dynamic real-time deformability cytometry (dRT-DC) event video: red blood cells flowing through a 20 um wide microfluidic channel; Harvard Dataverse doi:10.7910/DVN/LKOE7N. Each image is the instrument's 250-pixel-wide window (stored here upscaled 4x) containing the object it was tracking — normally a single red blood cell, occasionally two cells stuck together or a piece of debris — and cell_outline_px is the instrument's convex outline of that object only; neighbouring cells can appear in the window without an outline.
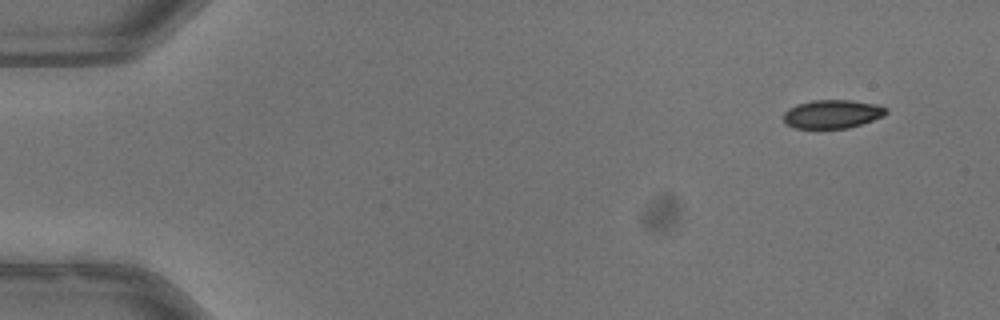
{"species": "common noctule bat (a hibernating species)", "species_latin": "Nyctalus noctula", "temperature_condition": "warm", "stored_images_in_passage": 49, "camera_frame_rate_fps": 3000, "um_per_image_px": 0.085, "animal": {"sex": "male", "body_mass_g": 13.3}, "frame": {"image": 1, "passage_image": 1, "time_ms": 0.0, "image_size_px": [1000, 320], "cell_outline_px": [[888, 112], [884, 116], [848, 128], [796, 128], [784, 124], [784, 112], [788, 108], [796, 104], [812, 100], [852, 100], [880, 104], [888, 108]], "centroid_in_image_um": [70.76, 9.68], "position_along_channel_um": 14.2, "area_um2": 17.28}}
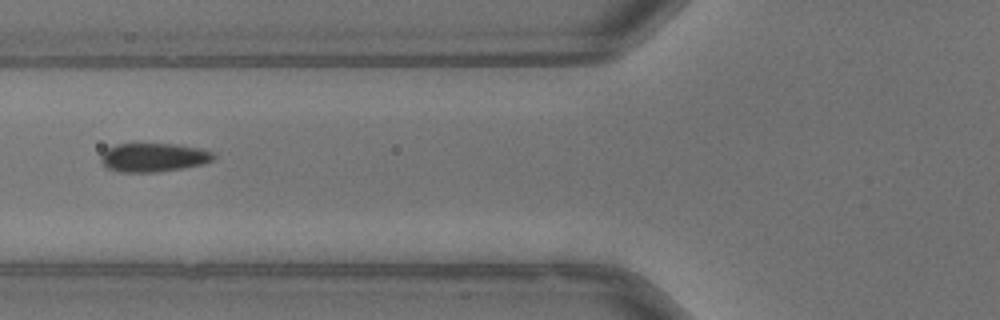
{"frame": {"image": 2, "passage_image": 18, "time_ms": 5.667, "image_size_px": [1000, 320], "cell_outline_px": [[216, 156], [212, 160], [204, 164], [156, 172], [120, 172], [108, 168], [100, 160], [100, 156], [108, 148], [116, 144], [176, 144], [200, 148], [212, 152]], "centroid_in_image_um": [13.05, 13.38], "position_along_channel_um": 112.7, "area_um2": 18.73}}
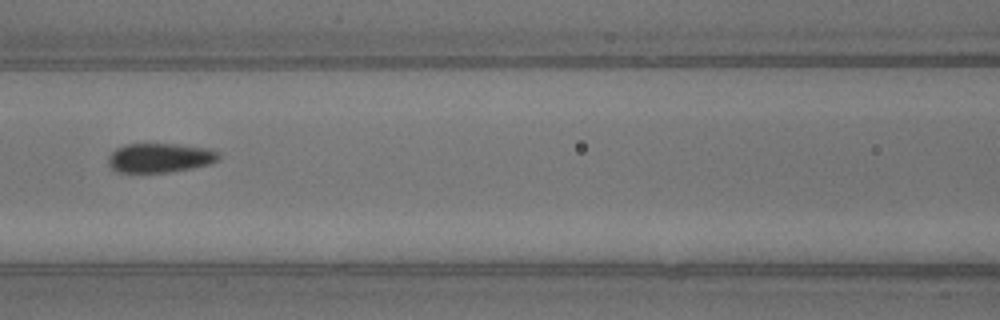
{"frame": {"image": 3, "passage_image": 21, "time_ms": 6.667, "image_size_px": [1000, 320], "cell_outline_px": [[220, 156], [216, 160], [208, 164], [192, 168], [168, 172], [116, 172], [108, 164], [108, 156], [116, 148], [124, 144], [180, 144], [208, 148], [220, 152]], "centroid_in_image_um": [13.58, 13.4], "position_along_channel_um": 153.0, "area_um2": 18.9}, "authors_computed_cell_mechanics": {"area_um2": 18.6116, "velocity_mm_per_s": 3.9891, "shape_relaxation_time_tau1_ms": 3.7566, "shape_relaxation_time_tau2_ms": 4.2975, "deformation_change_tau1": 0.0846, "deformation_change_tau2": 0.0638}}